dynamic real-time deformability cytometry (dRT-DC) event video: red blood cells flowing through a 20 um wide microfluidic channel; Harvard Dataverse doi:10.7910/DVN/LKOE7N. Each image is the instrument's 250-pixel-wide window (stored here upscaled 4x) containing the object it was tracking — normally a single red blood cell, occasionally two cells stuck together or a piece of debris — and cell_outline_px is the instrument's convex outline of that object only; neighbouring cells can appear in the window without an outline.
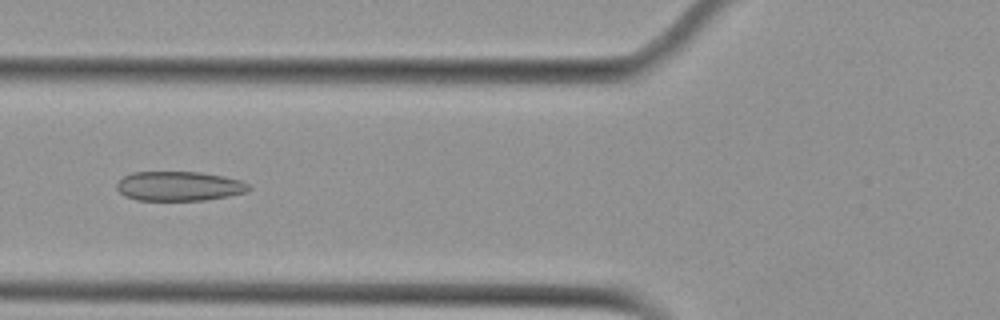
{"species": "Egyptian fruit bat (a non-hibernating species)", "species_latin": "Rousettus aegyptiacus", "temperature_condition": "cold", "stored_images_in_passage": 40, "camera_frame_rate_fps": 3000, "um_per_image_px": 0.085, "animal": {"sex": "female"}, "frame": {"image": 1, "passage_image": 7, "time_ms": 2.0, "image_size_px": [1000, 320], "cell_outline_px": [[252, 188], [248, 192], [228, 196], [204, 200], [136, 200], [124, 196], [116, 188], [116, 184], [124, 176], [132, 172], [200, 172], [224, 176], [240, 180], [248, 184]], "centroid_in_image_um": [15.23, 15.82], "position_along_channel_um": 110.6, "area_um2": 22.77}}
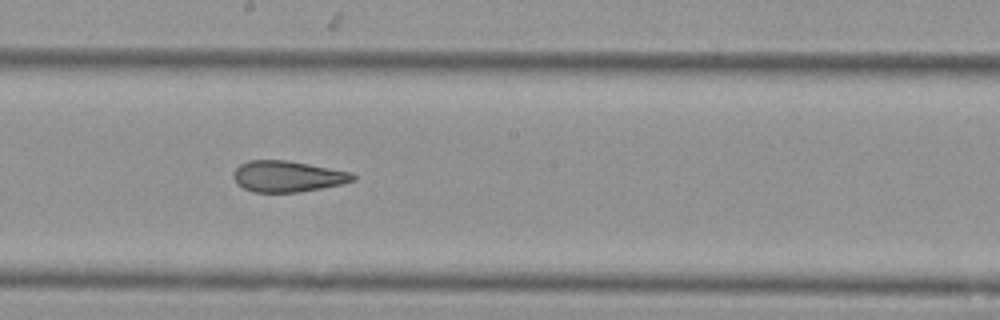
{"frame": {"image": 2, "passage_image": 16, "time_ms": 5.0, "image_size_px": [1000, 320], "cell_outline_px": [[356, 180], [344, 184], [300, 192], [252, 192], [236, 184], [232, 176], [232, 172], [240, 164], [248, 160], [288, 160], [352, 172], [356, 176]], "centroid_in_image_um": [24.44, 14.99], "position_along_channel_um": 223.8, "area_um2": 21.96}}
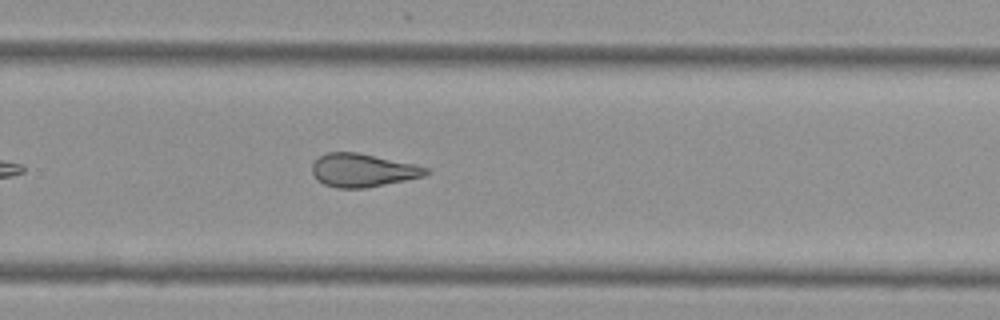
{"frame": {"image": 3, "passage_image": 22, "time_ms": 7.0, "image_size_px": [1000, 320], "cell_outline_px": [[428, 172], [424, 176], [364, 188], [336, 188], [324, 184], [312, 172], [312, 164], [320, 156], [328, 152], [356, 152], [412, 164], [428, 168]], "centroid_in_image_um": [30.8, 14.47], "position_along_channel_um": 299.0, "area_um2": 21.5}, "authors_computed_cell_mechanics": {"area_um2": 23.4379, "velocity_mm_per_s": 3.779, "shape_relaxation_time_tau1_ms": null, "shape_relaxation_time_tau2_ms": 2.2, "deformation_change_tau1": null, "deformation_change_tau2": 0.0857}}